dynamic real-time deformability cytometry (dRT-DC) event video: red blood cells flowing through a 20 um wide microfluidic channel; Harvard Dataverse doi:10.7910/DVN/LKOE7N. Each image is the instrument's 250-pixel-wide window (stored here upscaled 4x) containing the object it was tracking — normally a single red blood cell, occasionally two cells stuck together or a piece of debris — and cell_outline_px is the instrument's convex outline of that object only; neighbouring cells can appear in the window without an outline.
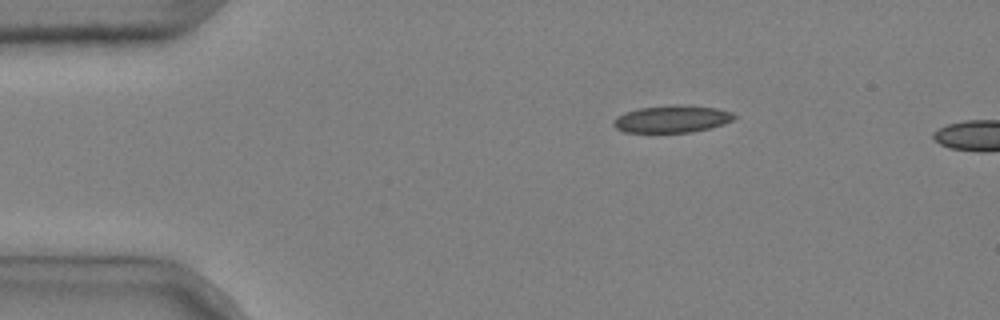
{"species": "common noctule bat (a hibernating species)", "species_latin": "Nyctalus noctula", "temperature_condition": "cold", "stored_images_in_passage": 2, "camera_frame_rate_fps": 3000, "um_per_image_px": 0.085, "animal": {"sex": "male", "body_mass_g": 20.4}, "frame": {"image": 1, "passage_image": 1, "time_ms": 0.0, "image_size_px": [1000, 320], "cell_outline_px": [[736, 116], [732, 120], [724, 124], [692, 132], [624, 132], [616, 128], [612, 124], [612, 120], [616, 116], [624, 112], [640, 108], [676, 104], [680, 104], [716, 108], [732, 112]], "centroid_in_image_um": [57.08, 10.11], "position_along_channel_um": 27.9, "area_um2": 19.19}}